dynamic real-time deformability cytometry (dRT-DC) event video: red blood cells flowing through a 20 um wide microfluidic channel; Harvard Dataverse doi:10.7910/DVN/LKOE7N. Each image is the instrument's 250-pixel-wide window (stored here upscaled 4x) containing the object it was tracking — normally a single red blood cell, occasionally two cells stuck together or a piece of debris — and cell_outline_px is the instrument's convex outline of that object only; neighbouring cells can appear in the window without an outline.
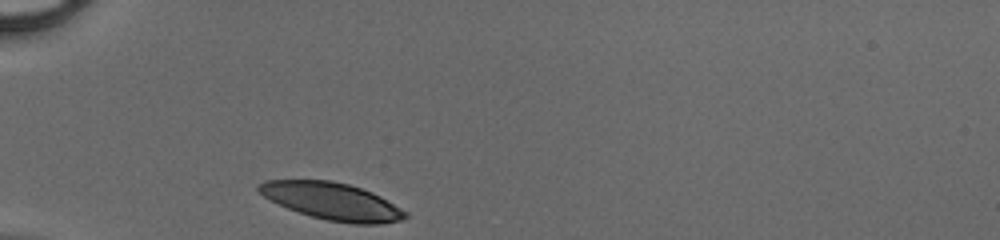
{"species": "human", "species_latin": "Homo sapiens", "temperature_condition": "cold", "stored_images_in_passage": 26, "camera_frame_rate_fps": 3000, "um_per_image_px": 0.085, "donor": {"sex": "male"}, "frame": {"image": 1, "passage_image": 1, "time_ms": 0.0, "image_size_px": [1000, 240], "cell_outline_px": [[408, 216], [404, 220], [380, 224], [352, 224], [328, 220], [312, 216], [288, 208], [264, 196], [256, 188], [256, 184], [264, 180], [332, 180], [348, 184], [372, 192], [380, 196], [408, 212]], "centroid_in_image_um": [28.26, 17.1], "position_along_channel_um": 56.7, "area_um2": 31.62}}
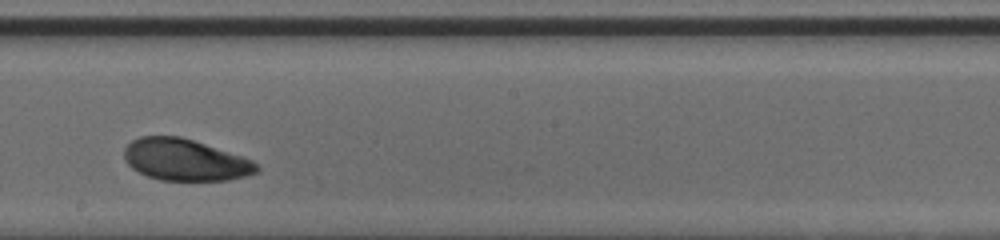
{"frame": {"image": 2, "passage_image": 15, "time_ms": 4.667, "image_size_px": [1000, 240], "cell_outline_px": [[260, 168], [256, 172], [244, 176], [228, 180], [160, 180], [148, 176], [132, 168], [124, 160], [124, 148], [132, 140], [140, 136], [180, 136], [244, 156], [252, 160]], "centroid_in_image_um": [15.72, 13.58], "position_along_channel_um": 232.5, "area_um2": 32.08}}
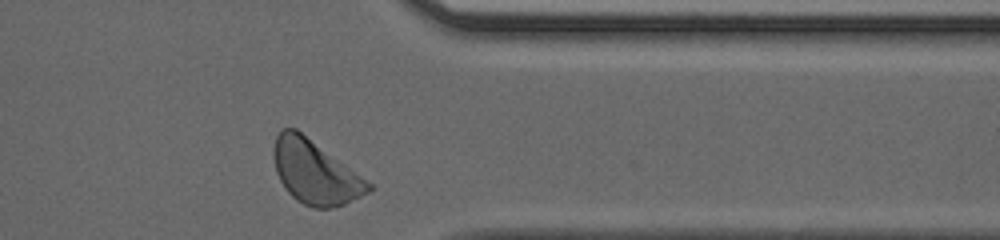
{"frame": {"image": 3, "passage_image": 26, "time_ms": 8.333, "image_size_px": [1000, 240], "cell_outline_px": [[372, 188], [368, 192], [344, 204], [332, 208], [312, 208], [296, 200], [288, 192], [280, 180], [276, 172], [272, 156], [272, 148], [276, 136], [284, 128], [296, 128], [372, 184]], "centroid_in_image_um": [26.73, 14.64], "position_along_channel_um": 384.7, "area_um2": 34.74}}